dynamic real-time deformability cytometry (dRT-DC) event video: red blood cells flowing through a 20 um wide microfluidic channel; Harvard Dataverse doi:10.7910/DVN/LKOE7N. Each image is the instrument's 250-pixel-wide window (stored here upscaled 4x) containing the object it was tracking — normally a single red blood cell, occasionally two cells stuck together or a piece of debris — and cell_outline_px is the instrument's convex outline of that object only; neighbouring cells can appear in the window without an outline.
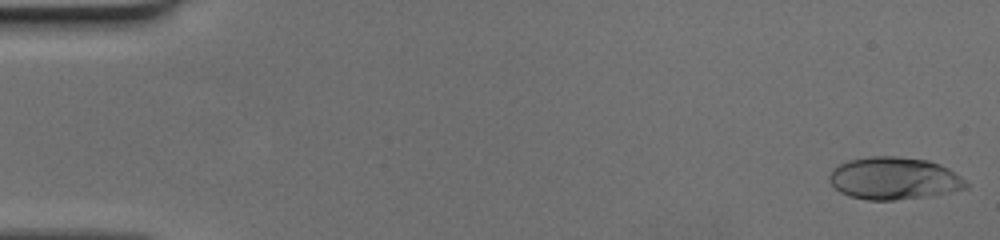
{"species": "human", "species_latin": "Homo sapiens", "temperature_condition": "cold", "stored_images_in_passage": 44, "camera_frame_rate_fps": 3000, "um_per_image_px": 0.085, "donor": {"sex": "female"}, "frame": {"image": 1, "passage_image": 1, "time_ms": 0.0, "image_size_px": [1000, 240], "cell_outline_px": [[968, 188], [924, 196], [896, 200], [868, 200], [848, 196], [840, 192], [828, 180], [828, 176], [832, 168], [848, 160], [868, 156], [896, 156], [928, 160], [940, 164], [948, 168], [960, 176], [968, 184]], "centroid_in_image_um": [75.94, 15.15], "position_along_channel_um": 9.1, "area_um2": 33.7}}
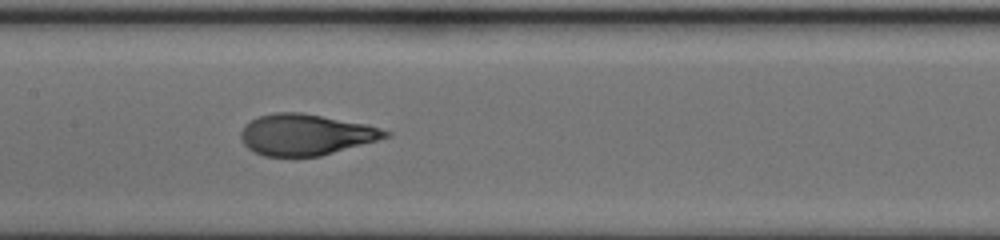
{"frame": {"image": 2, "passage_image": 25, "time_ms": 8.0, "image_size_px": [1000, 240], "cell_outline_px": [[392, 136], [320, 156], [264, 156], [248, 148], [244, 144], [240, 136], [240, 132], [244, 124], [260, 116], [276, 112], [300, 112], [368, 124], [392, 132]], "centroid_in_image_um": [26.01, 11.44], "position_along_channel_um": 181.4, "area_um2": 34.56}}
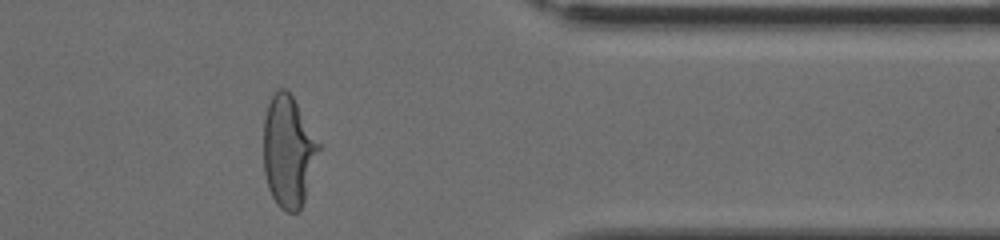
{"frame": {"image": 3, "passage_image": 41, "time_ms": 13.333, "image_size_px": [1000, 240], "cell_outline_px": [[320, 148], [304, 200], [300, 208], [296, 212], [288, 212], [280, 208], [272, 196], [268, 188], [264, 172], [264, 116], [268, 104], [276, 88], [284, 88], [292, 96], [320, 144]], "centroid_in_image_um": [24.49, 12.86], "position_along_channel_um": 386.9, "area_um2": 35.49}}